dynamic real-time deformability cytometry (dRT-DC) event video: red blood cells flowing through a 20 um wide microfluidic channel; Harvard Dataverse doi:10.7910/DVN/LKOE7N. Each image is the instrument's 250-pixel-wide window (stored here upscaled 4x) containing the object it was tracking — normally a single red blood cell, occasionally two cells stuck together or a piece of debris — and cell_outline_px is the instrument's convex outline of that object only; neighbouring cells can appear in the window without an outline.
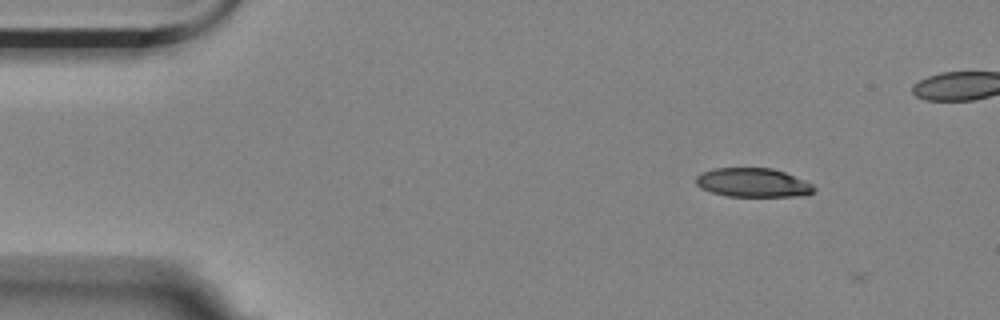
{"species": "Egyptian fruit bat (a non-hibernating species)", "species_latin": "Rousettus aegyptiacus", "temperature_condition": "room temperature", "stored_images_in_passage": 4, "camera_frame_rate_fps": 3000, "um_per_image_px": 0.085, "animal": {"sex": "female"}, "frame": {"image": 1, "passage_image": 1, "time_ms": 0.0, "image_size_px": [1000, 320], "cell_outline_px": [[816, 188], [812, 192], [796, 196], [728, 196], [712, 192], [700, 188], [696, 184], [696, 176], [704, 172], [716, 168], [772, 168], [784, 172], [804, 180], [812, 184]], "centroid_in_image_um": [63.98, 15.52], "position_along_channel_um": 21.0, "area_um2": 19.65}}